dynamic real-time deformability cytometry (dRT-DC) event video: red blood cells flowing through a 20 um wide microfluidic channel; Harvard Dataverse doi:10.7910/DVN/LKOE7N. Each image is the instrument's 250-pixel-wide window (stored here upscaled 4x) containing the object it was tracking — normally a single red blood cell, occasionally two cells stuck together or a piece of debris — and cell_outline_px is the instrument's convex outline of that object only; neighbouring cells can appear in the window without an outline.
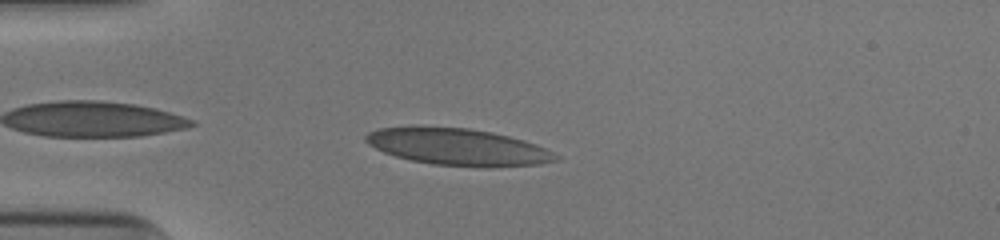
{"species": "human", "species_latin": "Homo sapiens", "temperature_condition": "cold", "stored_images_in_passage": 40, "camera_frame_rate_fps": 3000, "um_per_image_px": 0.085, "donor": {"sex": "male"}, "frame": {"image": 1, "passage_image": 2, "time_ms": 0.333, "image_size_px": [1000, 240], "cell_outline_px": [[560, 160], [540, 164], [492, 168], [488, 168], [432, 164], [412, 160], [396, 156], [384, 152], [368, 144], [364, 140], [364, 136], [368, 132], [380, 128], [468, 128], [492, 132], [524, 140], [536, 144], [560, 156]], "centroid_in_image_um": [39.0, 12.52], "position_along_channel_um": 46.0, "area_um2": 40.4}}
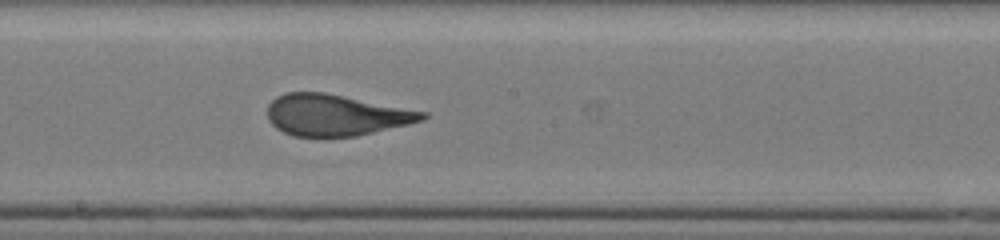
{"frame": {"image": 2, "passage_image": 17, "time_ms": 5.333, "image_size_px": [1000, 240], "cell_outline_px": [[428, 116], [424, 120], [408, 124], [356, 136], [292, 136], [276, 128], [268, 120], [268, 104], [276, 96], [284, 92], [324, 92], [428, 112]], "centroid_in_image_um": [28.53, 9.77], "position_along_channel_um": 219.7, "area_um2": 37.22}}
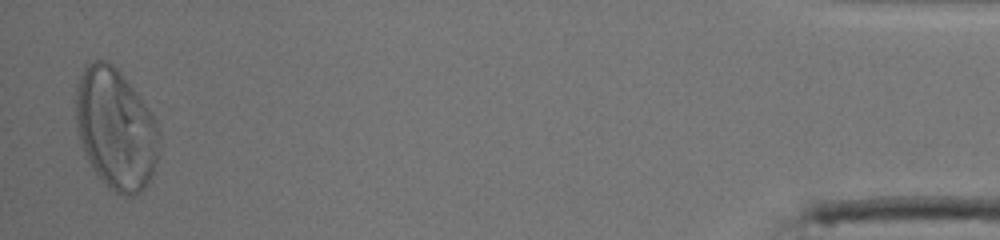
{"frame": {"image": 3, "passage_image": 39, "time_ms": 12.667, "image_size_px": [1000, 240], "cell_outline_px": [[160, 132], [156, 164], [148, 184], [140, 192], [132, 196], [124, 196], [116, 192], [96, 172], [88, 160], [84, 152], [76, 128], [76, 84], [84, 64], [92, 60], [104, 60], [112, 64], [120, 72], [136, 92], [156, 120]], "centroid_in_image_um": [9.83, 10.92], "position_along_channel_um": 425.4, "area_um2": 58.44}, "authors_computed_cell_mechanics": {"area_um2": 39.0728, "velocity_mm_per_s": 3.9255, "shape_relaxation_time_tau1_ms": 8.4099, "shape_relaxation_time_tau2_ms": null, "deformation_change_tau1": 0.2963, "deformation_change_tau2": null}}